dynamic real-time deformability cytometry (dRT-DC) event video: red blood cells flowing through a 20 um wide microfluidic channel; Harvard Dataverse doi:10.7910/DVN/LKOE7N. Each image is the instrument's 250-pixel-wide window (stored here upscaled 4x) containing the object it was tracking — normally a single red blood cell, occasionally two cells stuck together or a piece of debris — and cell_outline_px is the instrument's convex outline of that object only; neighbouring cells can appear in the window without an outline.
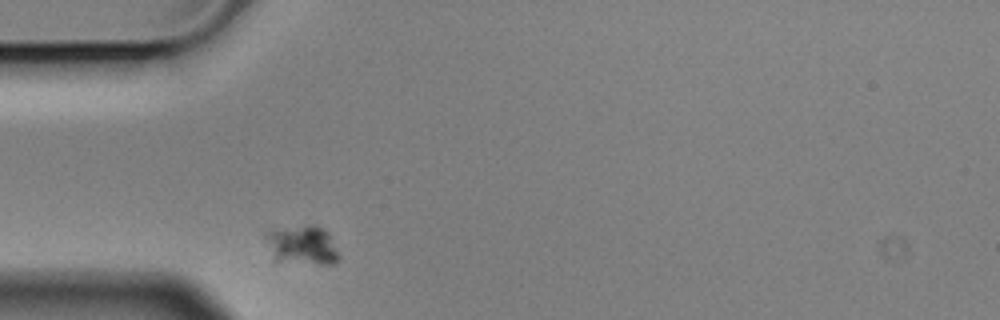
{"species": "Egyptian fruit bat (a non-hibernating species)", "species_latin": "Rousettus aegyptiacus", "temperature_condition": "cold", "stored_images_in_passage": 1, "camera_frame_rate_fps": 3000, "um_per_image_px": 0.085, "animal": {"sex": "male"}, "frame": {"image": 1, "passage_image": 1, "time_ms": 0.0, "image_size_px": [1000, 320], "cell_outline_px": [[340, 260], [332, 264], [272, 264], [264, 236], [264, 232], [276, 228], [308, 224], [312, 224], [328, 232], [340, 256]], "centroid_in_image_um": [25.58, 20.88], "position_along_channel_um": 59.4, "area_um2": 17.86}}